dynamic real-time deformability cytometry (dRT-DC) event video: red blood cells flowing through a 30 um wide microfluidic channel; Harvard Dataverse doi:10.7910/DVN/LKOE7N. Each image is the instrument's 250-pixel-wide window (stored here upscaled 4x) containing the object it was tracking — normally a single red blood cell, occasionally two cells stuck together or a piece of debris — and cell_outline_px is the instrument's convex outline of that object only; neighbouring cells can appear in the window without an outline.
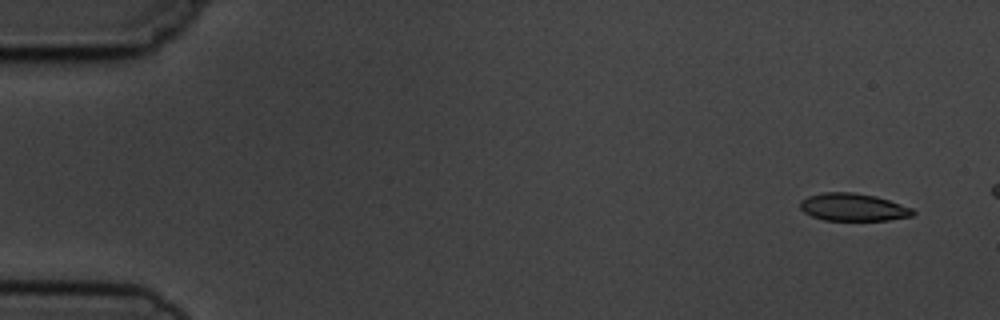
{"species": "common noctule bat (a hibernating species)", "species_latin": "Nyctalus noctula", "temperature_condition": "cold", "stored_images_in_passage": 5, "camera_frame_rate_fps": 3000, "um_per_image_px": 0.085, "animal": {"sex": "male", "body_mass_g": 19.5, "forearm_length_mm": 54.6}, "frame": {"image": 1, "passage_image": 1, "time_ms": 0.0, "image_size_px": [1000, 320], "cell_outline_px": [[916, 212], [912, 216], [888, 220], [824, 220], [812, 216], [804, 212], [800, 208], [800, 200], [808, 196], [824, 192], [852, 192], [876, 196], [912, 208]], "centroid_in_image_um": [72.5, 17.61], "position_along_channel_um": 12.5, "area_um2": 18.09}}